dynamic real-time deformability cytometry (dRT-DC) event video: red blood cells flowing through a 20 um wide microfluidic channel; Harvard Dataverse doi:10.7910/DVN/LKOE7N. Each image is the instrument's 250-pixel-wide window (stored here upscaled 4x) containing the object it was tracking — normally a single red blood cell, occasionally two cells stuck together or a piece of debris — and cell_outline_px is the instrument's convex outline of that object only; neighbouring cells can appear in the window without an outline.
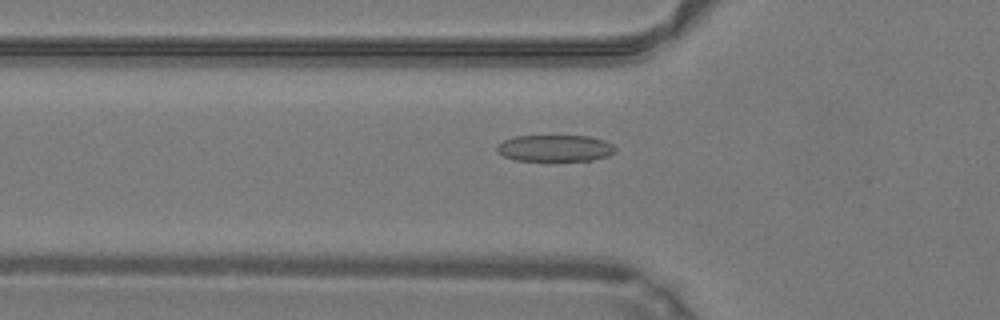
{"species": "common noctule bat (a hibernating species)", "species_latin": "Nyctalus noctula", "temperature_condition": "warm", "stored_images_in_passage": 39, "camera_frame_rate_fps": 3000, "um_per_image_px": 0.085, "animal": {"sex": "male", "body_mass_g": 19.2, "forearm_length_mm": 51.8}, "frame": {"image": 1, "passage_image": 17, "time_ms": 5.333, "image_size_px": [1000, 320], "cell_outline_px": [[616, 152], [608, 156], [592, 160], [516, 160], [504, 156], [496, 148], [496, 144], [504, 140], [516, 136], [588, 136], [604, 140], [612, 144], [616, 148]], "centroid_in_image_um": [47.2, 12.59], "position_along_channel_um": 78.6, "area_um2": 18.21}}
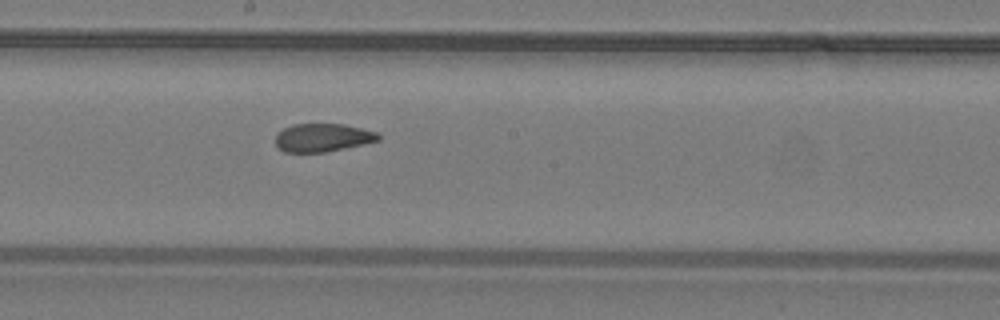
{"frame": {"image": 2, "passage_image": 27, "time_ms": 8.667, "image_size_px": [1000, 320], "cell_outline_px": [[380, 140], [344, 148], [324, 152], [284, 152], [276, 144], [276, 132], [292, 124], [344, 124], [376, 132], [380, 136]], "centroid_in_image_um": [27.39, 11.69], "position_along_channel_um": 220.8, "area_um2": 16.76}}
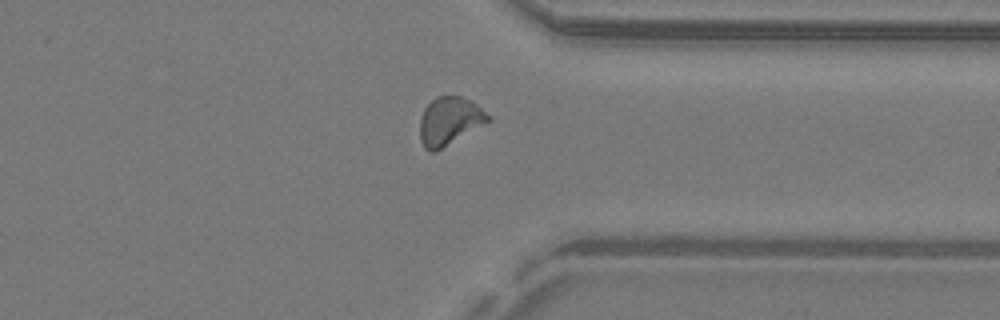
{"frame": {"image": 3, "passage_image": 38, "time_ms": 12.333, "image_size_px": [1000, 320], "cell_outline_px": [[492, 120], [436, 152], [428, 152], [424, 148], [420, 140], [420, 116], [424, 108], [436, 96], [460, 96], [472, 100], [492, 116]], "centroid_in_image_um": [38.22, 10.29], "position_along_channel_um": 373.2, "area_um2": 19.48}}